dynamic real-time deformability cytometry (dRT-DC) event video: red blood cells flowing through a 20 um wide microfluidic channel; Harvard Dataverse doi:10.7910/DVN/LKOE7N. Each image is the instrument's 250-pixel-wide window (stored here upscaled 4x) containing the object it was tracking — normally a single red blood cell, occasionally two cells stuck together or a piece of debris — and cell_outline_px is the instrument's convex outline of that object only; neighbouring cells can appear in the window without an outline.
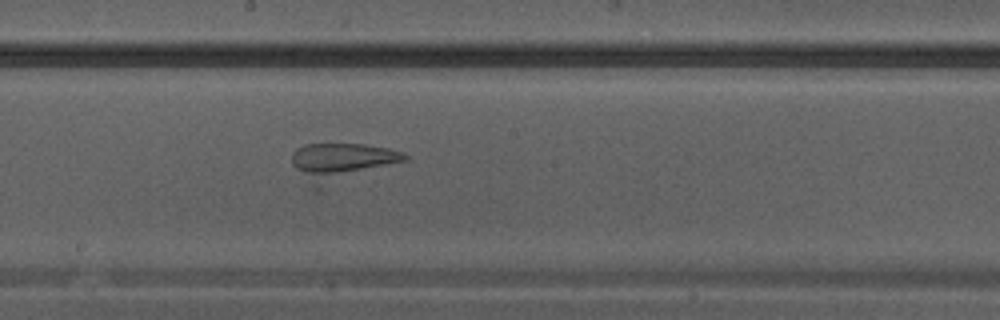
{"species": "Egyptian fruit bat (a non-hibernating species)", "species_latin": "Rousettus aegyptiacus", "temperature_condition": "warm", "stored_images_in_passage": 18, "camera_frame_rate_fps": 3000, "um_per_image_px": 0.085, "animal": {"sex": "male"}, "frame": {"image": 1, "passage_image": 14, "time_ms": 4.333, "image_size_px": [1000, 320], "cell_outline_px": [[408, 160], [320, 192], [312, 192], [292, 164], [292, 152], [296, 148], [304, 144], [364, 144], [388, 148], [404, 152], [408, 156]], "centroid_in_image_um": [29.01, 13.86], "position_along_channel_um": 219.2, "area_um2": 26.41}}
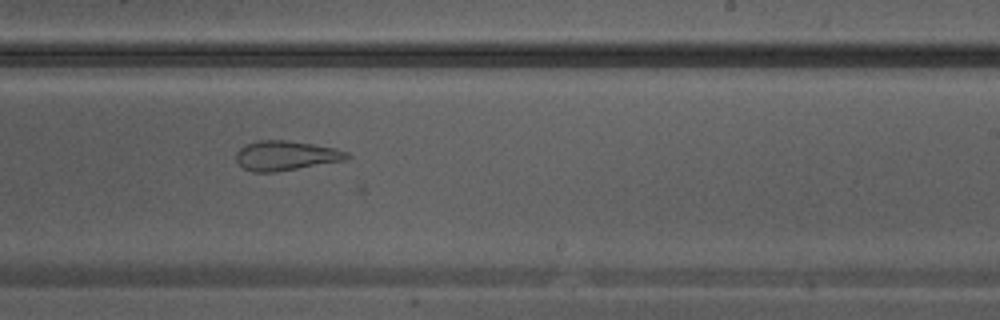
{"frame": {"image": 2, "passage_image": 16, "time_ms": 5.0, "image_size_px": [1000, 320], "cell_outline_px": [[352, 156], [344, 160], [276, 172], [252, 172], [244, 168], [236, 160], [236, 152], [244, 144], [260, 140], [284, 140], [312, 144], [336, 148], [348, 152]], "centroid_in_image_um": [24.28, 13.22], "position_along_channel_um": 264.7, "area_um2": 19.07}}